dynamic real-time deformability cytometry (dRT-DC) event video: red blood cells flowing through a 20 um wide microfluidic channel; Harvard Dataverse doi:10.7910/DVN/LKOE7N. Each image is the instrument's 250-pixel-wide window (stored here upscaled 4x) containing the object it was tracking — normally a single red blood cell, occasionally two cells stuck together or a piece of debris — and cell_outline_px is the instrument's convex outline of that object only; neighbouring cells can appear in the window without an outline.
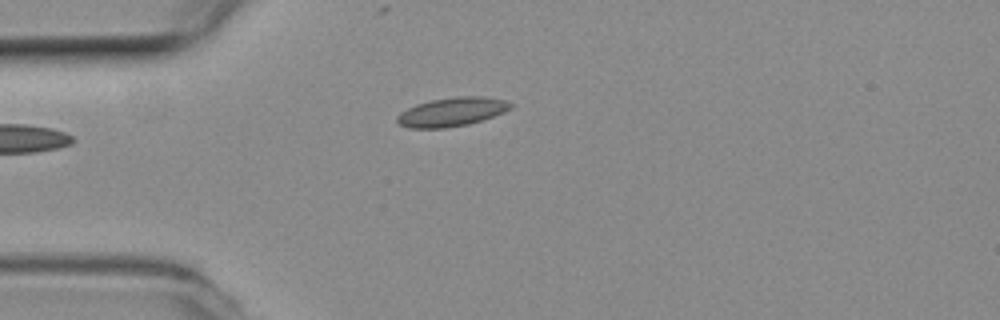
{"species": "common noctule bat (a hibernating species)", "species_latin": "Nyctalus noctula", "temperature_condition": "room temperature", "stored_images_in_passage": 4, "camera_frame_rate_fps": 3000, "um_per_image_px": 0.085, "animal": {"sex": "female", "body_mass_g": 19.3, "forearm_length_mm": 54.1}, "frame": {"image": 1, "passage_image": 4, "time_ms": 1.0, "image_size_px": [1000, 320], "cell_outline_px": [[512, 108], [504, 112], [468, 124], [444, 128], [408, 128], [400, 124], [396, 120], [396, 116], [400, 112], [416, 104], [432, 100], [456, 96], [484, 96], [504, 100], [512, 104]], "centroid_in_image_um": [38.38, 9.5], "position_along_channel_um": 46.6, "area_um2": 18.96}}